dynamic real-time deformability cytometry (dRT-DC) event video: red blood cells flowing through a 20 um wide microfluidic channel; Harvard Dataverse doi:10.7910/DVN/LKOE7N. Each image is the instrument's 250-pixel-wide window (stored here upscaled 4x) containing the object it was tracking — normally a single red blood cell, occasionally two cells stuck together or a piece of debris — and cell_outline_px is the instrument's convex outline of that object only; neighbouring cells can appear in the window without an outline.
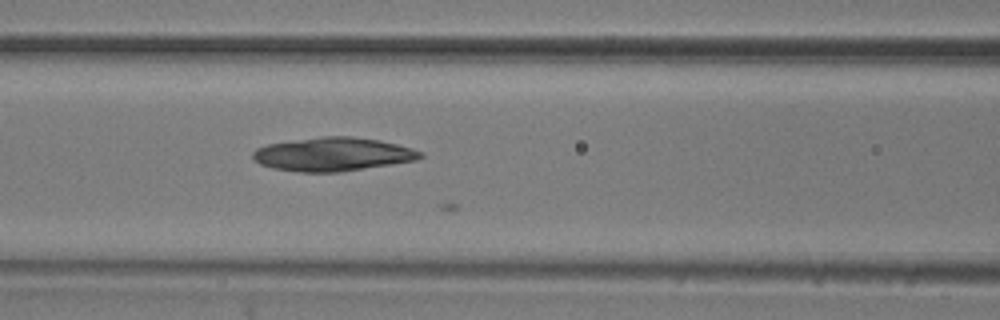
{"species": "common noctule bat (a hibernating species)", "species_latin": "Nyctalus noctula", "temperature_condition": "room temperature", "stored_images_in_passage": 18, "camera_frame_rate_fps": 3000, "um_per_image_px": 0.085, "animal": {"sex": "male", "body_mass_g": 20.5, "forearm_length_mm": 52.5}, "frame": {"image": 1, "passage_image": 16, "time_ms": 5.0, "image_size_px": [1000, 320], "cell_outline_px": [[424, 156], [416, 160], [340, 172], [300, 172], [272, 168], [260, 164], [252, 156], [252, 152], [256, 148], [268, 144], [320, 136], [352, 136], [380, 140], [412, 148], [424, 152]], "centroid_in_image_um": [28.3, 13.11], "position_along_channel_um": 138.3, "area_um2": 32.77}}